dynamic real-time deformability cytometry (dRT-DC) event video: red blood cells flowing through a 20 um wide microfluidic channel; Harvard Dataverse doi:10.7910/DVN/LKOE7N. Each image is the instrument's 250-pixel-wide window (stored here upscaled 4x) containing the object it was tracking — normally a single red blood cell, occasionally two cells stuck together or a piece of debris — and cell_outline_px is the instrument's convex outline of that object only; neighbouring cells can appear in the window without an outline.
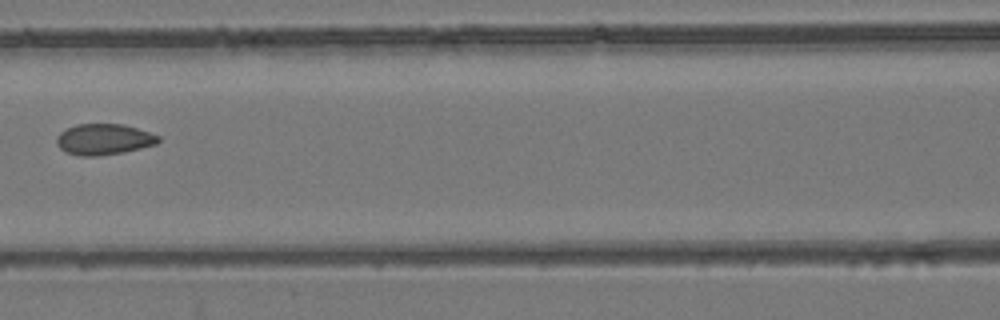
{"species": "common noctule bat (a hibernating species)", "species_latin": "Nyctalus noctula", "temperature_condition": "room temperature", "stored_images_in_passage": 7, "camera_frame_rate_fps": 3000, "um_per_image_px": 0.085, "animal": {"sex": "female", "body_mass_g": 24.6, "forearm_length_mm": 56.2}, "frame": {"image": 1, "passage_image": 7, "time_ms": 7.667, "image_size_px": [1000, 320], "cell_outline_px": [[160, 140], [156, 144], [124, 152], [96, 156], [80, 156], [64, 152], [56, 144], [56, 136], [60, 132], [76, 124], [124, 124], [160, 136]], "centroid_in_image_um": [8.79, 11.85], "position_along_channel_um": 157.8, "area_um2": 18.38}}